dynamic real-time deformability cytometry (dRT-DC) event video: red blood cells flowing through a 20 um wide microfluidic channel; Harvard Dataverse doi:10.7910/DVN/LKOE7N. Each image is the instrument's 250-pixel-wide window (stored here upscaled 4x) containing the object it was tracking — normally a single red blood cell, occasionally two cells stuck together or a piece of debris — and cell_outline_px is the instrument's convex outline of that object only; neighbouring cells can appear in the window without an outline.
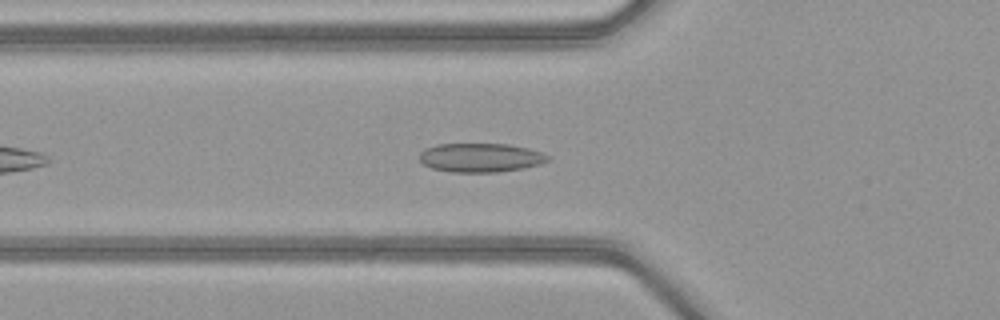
{"species": "common noctule bat (a hibernating species)", "species_latin": "Nyctalus noctula", "temperature_condition": "warm", "stored_images_in_passage": 39, "camera_frame_rate_fps": 3000, "um_per_image_px": 0.085, "animal": {"sex": "female", "body_mass_g": 21.9}, "frame": {"image": 1, "passage_image": 7, "time_ms": 2.0, "image_size_px": [1000, 320], "cell_outline_px": [[552, 160], [540, 164], [524, 168], [500, 172], [452, 172], [432, 168], [424, 164], [420, 160], [420, 152], [436, 144], [508, 144], [528, 148], [544, 152]], "centroid_in_image_um": [40.9, 13.4], "position_along_channel_um": 84.9, "area_um2": 21.73}}
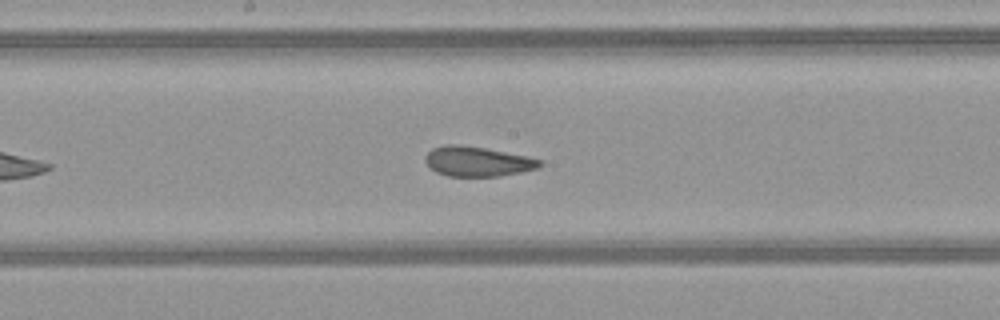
{"frame": {"image": 2, "passage_image": 16, "time_ms": 5.0, "image_size_px": [1000, 320], "cell_outline_px": [[544, 164], [536, 168], [520, 172], [500, 176], [448, 176], [436, 172], [424, 160], [424, 156], [432, 148], [444, 144], [460, 144], [484, 148], [528, 156], [544, 160]], "centroid_in_image_um": [40.59, 13.71], "position_along_channel_um": 207.6, "area_um2": 20.0}}
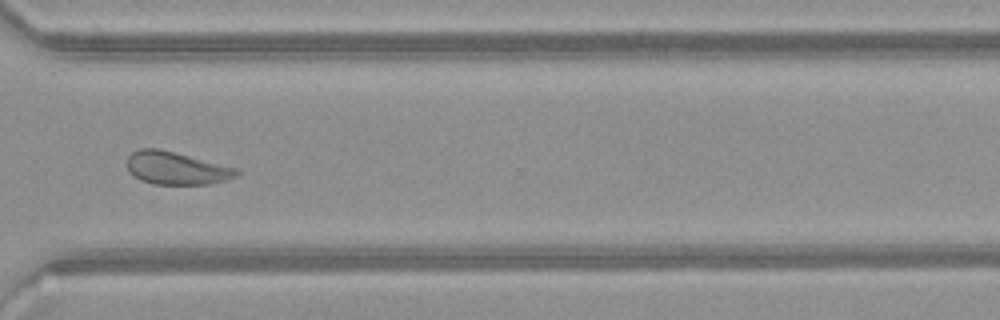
{"frame": {"image": 3, "passage_image": 27, "time_ms": 8.667, "image_size_px": [1000, 320], "cell_outline_px": [[240, 172], [236, 176], [224, 180], [208, 184], [156, 184], [140, 180], [128, 172], [128, 156], [132, 152], [140, 148], [160, 148], [240, 168]], "centroid_in_image_um": [15.0, 14.28], "position_along_channel_um": 355.6, "area_um2": 21.1}, "authors_computed_cell_mechanics": {"area_um2": 21.097, "velocity_mm_per_s": 4.0453, "shape_relaxation_time_tau1_ms": 8.541, "shape_relaxation_time_tau2_ms": 1.1042, "deformation_change_tau1": 0.1405, "deformation_change_tau2": 0.0658}}